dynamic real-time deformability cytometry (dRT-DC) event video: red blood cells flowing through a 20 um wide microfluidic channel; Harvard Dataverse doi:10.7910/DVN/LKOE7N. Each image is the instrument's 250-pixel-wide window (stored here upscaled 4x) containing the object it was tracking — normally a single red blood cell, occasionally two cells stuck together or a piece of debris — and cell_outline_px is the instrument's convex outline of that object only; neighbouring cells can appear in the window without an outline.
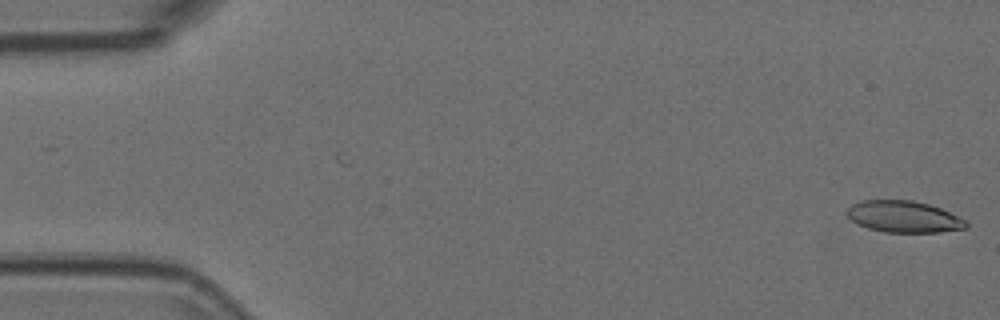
{"species": "Egyptian fruit bat (a non-hibernating species)", "species_latin": "Rousettus aegyptiacus", "temperature_condition": "room temperature", "stored_images_in_passage": 12, "camera_frame_rate_fps": 3000, "um_per_image_px": 0.085, "animal": {"sex": "female"}, "frame": {"image": 1, "passage_image": 1, "time_ms": 0.0, "image_size_px": [1000, 320], "cell_outline_px": [[968, 228], [940, 232], [884, 232], [868, 228], [856, 224], [844, 212], [852, 204], [860, 200], [912, 200], [928, 204], [940, 208], [968, 220]], "centroid_in_image_um": [76.82, 18.42], "position_along_channel_um": 8.2, "area_um2": 22.14}}